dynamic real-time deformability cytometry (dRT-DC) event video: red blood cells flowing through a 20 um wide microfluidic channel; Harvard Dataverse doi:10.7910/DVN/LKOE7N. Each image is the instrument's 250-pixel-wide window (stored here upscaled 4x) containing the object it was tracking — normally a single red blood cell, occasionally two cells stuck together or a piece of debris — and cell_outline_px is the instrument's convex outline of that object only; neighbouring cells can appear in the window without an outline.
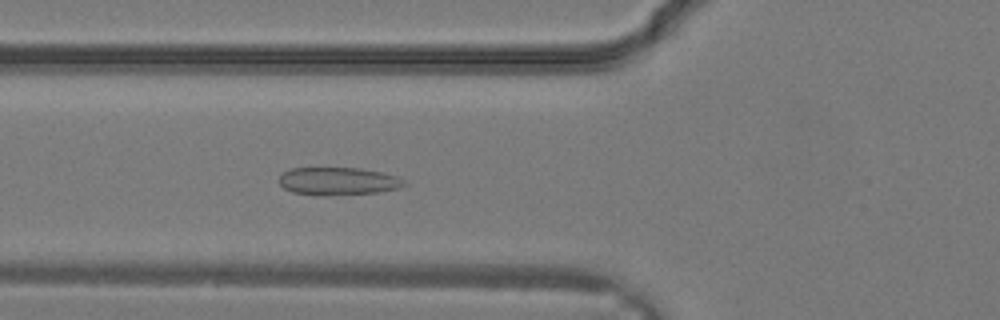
{"species": "common noctule bat (a hibernating species)", "species_latin": "Nyctalus noctula", "temperature_condition": "warm", "stored_images_in_passage": 12, "camera_frame_rate_fps": 3000, "um_per_image_px": 0.085, "animal": {"sex": "male", "body_mass_g": 19.2, "forearm_length_mm": 51.8}, "frame": {"image": 1, "passage_image": 10, "time_ms": 3.0, "image_size_px": [1000, 320], "cell_outline_px": [[408, 184], [396, 188], [376, 192], [292, 192], [284, 188], [280, 184], [280, 176], [284, 172], [292, 168], [360, 168], [380, 172], [396, 176], [404, 180]], "centroid_in_image_um": [28.76, 15.33], "position_along_channel_um": 97.0, "area_um2": 18.84}}
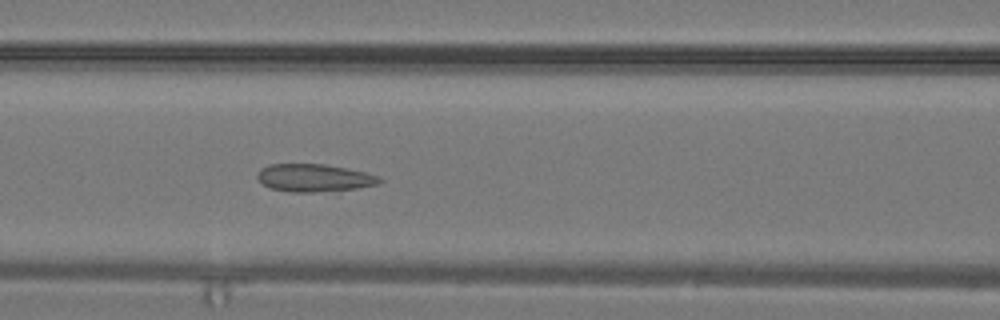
{"frame": {"image": 2, "passage_image": 12, "time_ms": 3.667, "image_size_px": [1000, 320], "cell_outline_px": [[384, 180], [380, 184], [356, 188], [312, 192], [292, 192], [272, 188], [264, 184], [256, 176], [256, 172], [260, 168], [268, 164], [324, 164], [348, 168], [364, 172], [376, 176]], "centroid_in_image_um": [26.69, 15.1], "position_along_channel_um": 139.9, "area_um2": 19.59}}